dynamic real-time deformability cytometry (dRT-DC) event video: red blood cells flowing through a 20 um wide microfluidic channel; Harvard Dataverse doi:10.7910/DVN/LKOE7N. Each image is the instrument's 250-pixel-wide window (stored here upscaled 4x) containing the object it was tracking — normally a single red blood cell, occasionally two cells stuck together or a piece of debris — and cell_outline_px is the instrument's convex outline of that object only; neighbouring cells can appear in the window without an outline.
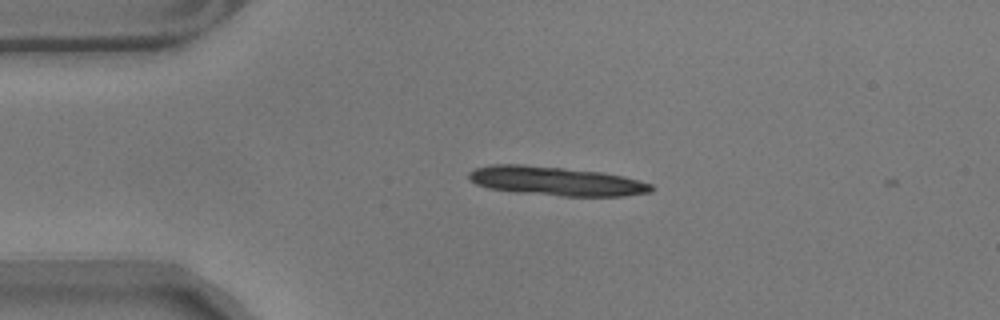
{"species": "common noctule bat (a hibernating species)", "species_latin": "Nyctalus noctula", "temperature_condition": "warm", "stored_images_in_passage": 2, "camera_frame_rate_fps": 3000, "um_per_image_px": 0.085, "animal": {"sex": "male", "body_mass_g": 17.9}, "frame": {"image": 1, "passage_image": 1, "time_ms": 0.0, "image_size_px": [1000, 320], "cell_outline_px": [[652, 192], [624, 196], [560, 196], [516, 192], [488, 188], [476, 184], [468, 180], [468, 172], [476, 168], [492, 164], [524, 164], [564, 168], [600, 172], [624, 176], [652, 184]], "centroid_in_image_um": [47.23, 15.39], "position_along_channel_um": 37.8, "area_um2": 30.92}}